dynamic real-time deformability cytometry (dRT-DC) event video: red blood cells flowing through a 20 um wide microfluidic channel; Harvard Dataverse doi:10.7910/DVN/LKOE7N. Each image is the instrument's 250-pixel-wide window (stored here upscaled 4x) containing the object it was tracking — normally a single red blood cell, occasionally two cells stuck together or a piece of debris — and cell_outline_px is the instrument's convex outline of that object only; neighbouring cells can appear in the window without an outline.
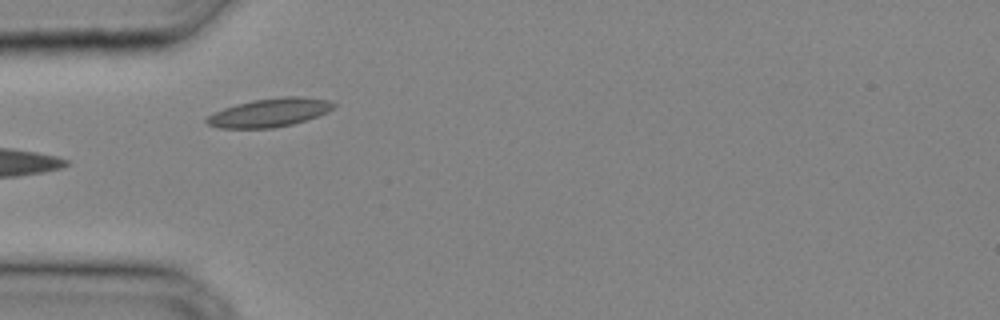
{"species": "common noctule bat (a hibernating species)", "species_latin": "Nyctalus noctula", "temperature_condition": "cold", "stored_images_in_passage": 22, "camera_frame_rate_fps": 3000, "um_per_image_px": 0.085, "animal": {"sex": "male", "body_mass_g": 20.4}, "frame": {"image": 1, "passage_image": 1, "time_ms": 0.0, "image_size_px": [1000, 320], "cell_outline_px": [[336, 104], [328, 112], [292, 124], [272, 128], [220, 128], [208, 124], [204, 120], [212, 112], [236, 104], [252, 100], [280, 96], [300, 96], [328, 100]], "centroid_in_image_um": [22.88, 9.56], "position_along_channel_um": 62.1, "area_um2": 21.04}}